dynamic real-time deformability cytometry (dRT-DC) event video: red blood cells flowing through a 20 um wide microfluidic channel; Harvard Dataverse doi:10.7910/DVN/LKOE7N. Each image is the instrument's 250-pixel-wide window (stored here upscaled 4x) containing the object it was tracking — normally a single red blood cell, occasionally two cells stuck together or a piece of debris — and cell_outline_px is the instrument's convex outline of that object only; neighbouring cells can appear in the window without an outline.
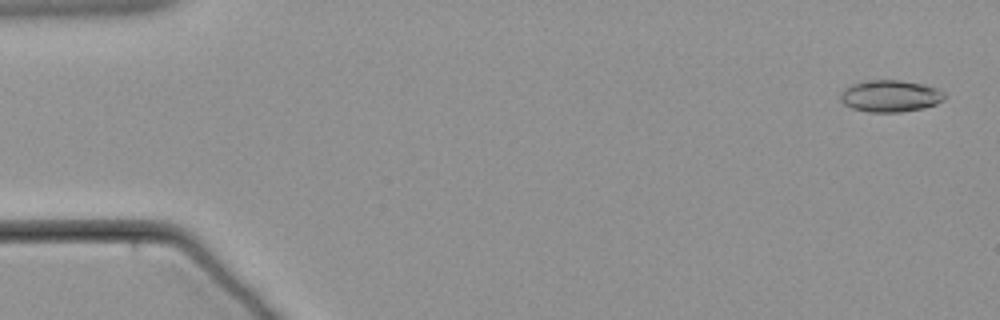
{"species": "common noctule bat (a hibernating species)", "species_latin": "Nyctalus noctula", "temperature_condition": "warm", "stored_images_in_passage": 10, "camera_frame_rate_fps": 3000, "um_per_image_px": 0.085, "animal": {"sex": "male", "body_mass_g": 21.5, "forearm_length_mm": 52.0}, "frame": {"image": 1, "passage_image": 2, "time_ms": 0.333, "image_size_px": [1000, 320], "cell_outline_px": [[944, 100], [936, 104], [924, 108], [900, 112], [868, 112], [852, 108], [844, 104], [840, 100], [840, 92], [844, 88], [860, 80], [900, 80], [924, 84], [936, 88], [944, 92]], "centroid_in_image_um": [75.64, 8.15], "position_along_channel_um": 9.4, "area_um2": 19.54}}